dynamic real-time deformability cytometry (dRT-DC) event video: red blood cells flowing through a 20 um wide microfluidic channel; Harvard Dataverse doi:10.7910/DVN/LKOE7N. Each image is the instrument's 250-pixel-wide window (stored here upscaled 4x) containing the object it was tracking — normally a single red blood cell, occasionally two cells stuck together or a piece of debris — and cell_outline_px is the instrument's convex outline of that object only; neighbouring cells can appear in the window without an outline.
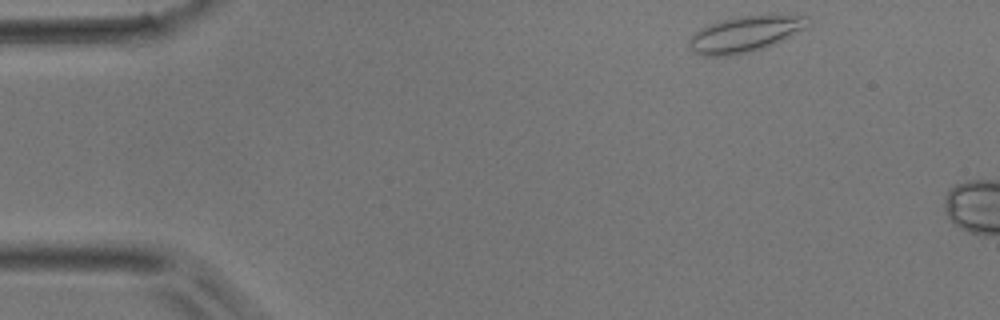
{"species": "common noctule bat (a hibernating species)", "species_latin": "Nyctalus noctula", "temperature_condition": "room temperature", "stored_images_in_passage": 5, "camera_frame_rate_fps": 3000, "um_per_image_px": 0.085, "animal": {"sex": "male", "body_mass_g": 17.9}, "frame": {"image": 1, "passage_image": 1, "time_ms": 0.0, "image_size_px": [1000, 320], "cell_outline_px": [[812, 24], [772, 44], [748, 52], [728, 56], [704, 56], [692, 52], [688, 44], [688, 40], [700, 28], [708, 24], [740, 16], [768, 12], [776, 12], [808, 16]], "centroid_in_image_um": [63.37, 2.84], "position_along_channel_um": 21.6, "area_um2": 25.32}}